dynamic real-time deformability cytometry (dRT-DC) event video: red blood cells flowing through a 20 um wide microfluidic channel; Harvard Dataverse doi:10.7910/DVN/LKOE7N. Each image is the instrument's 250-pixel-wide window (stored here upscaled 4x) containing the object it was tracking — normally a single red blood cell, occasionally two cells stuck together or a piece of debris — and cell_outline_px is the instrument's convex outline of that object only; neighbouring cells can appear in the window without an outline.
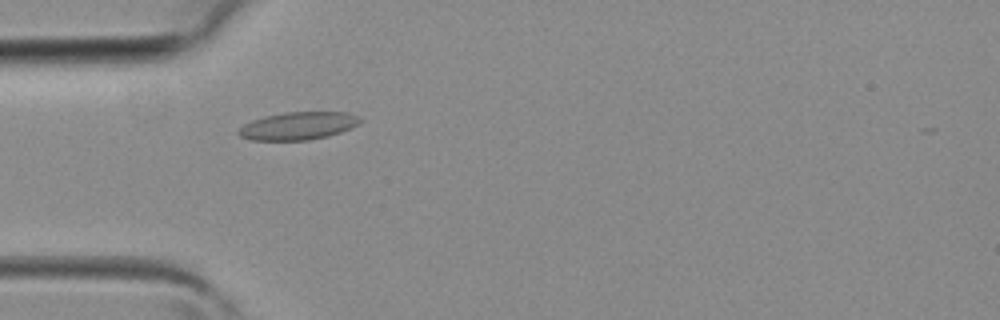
{"species": "common noctule bat (a hibernating species)", "species_latin": "Nyctalus noctula", "temperature_condition": "room temperature", "stored_images_in_passage": 1, "camera_frame_rate_fps": 3000, "um_per_image_px": 0.085, "animal": {"sex": "female", "body_mass_g": 19.3, "forearm_length_mm": 54.1}, "frame": {"image": 1, "passage_image": 1, "time_ms": 0.0, "image_size_px": [1000, 320], "cell_outline_px": [[364, 120], [360, 124], [340, 132], [328, 136], [308, 140], [252, 140], [240, 136], [236, 132], [244, 124], [252, 120], [264, 116], [284, 112], [348, 112], [360, 116]], "centroid_in_image_um": [25.38, 10.69], "position_along_channel_um": 59.6, "area_um2": 19.83}}